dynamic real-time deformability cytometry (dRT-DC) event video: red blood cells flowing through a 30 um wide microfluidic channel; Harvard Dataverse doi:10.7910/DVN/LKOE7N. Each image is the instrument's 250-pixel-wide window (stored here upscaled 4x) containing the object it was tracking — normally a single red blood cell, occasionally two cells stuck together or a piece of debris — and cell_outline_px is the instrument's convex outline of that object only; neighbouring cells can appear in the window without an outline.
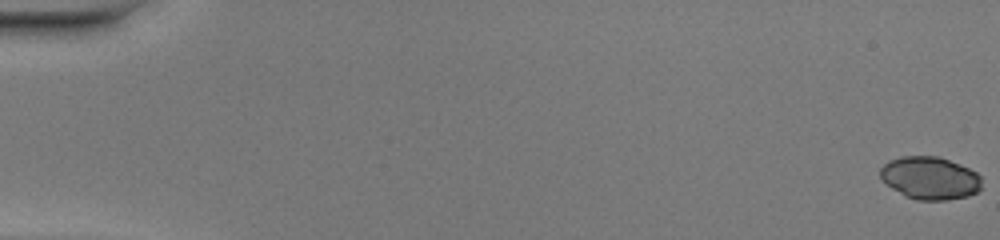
{"species": "common noctule bat (a hibernating species)", "species_latin": "Nyctalus noctula", "temperature_condition": "warm", "stored_images_in_passage": 51, "camera_frame_rate_fps": 3000, "um_per_image_px": 0.085, "animal": {"sex": "female", "body_mass_g": 20.0, "forearm_length_mm": 54.0}, "frame": {"image": 1, "passage_image": 1, "time_ms": 0.0, "image_size_px": [1000, 240], "cell_outline_px": [[980, 188], [976, 192], [968, 196], [944, 200], [916, 200], [904, 196], [880, 180], [880, 168], [888, 160], [900, 156], [940, 156], [960, 164], [976, 172], [980, 176]], "centroid_in_image_um": [79.0, 15.12], "position_along_channel_um": 6.0, "area_um2": 25.43}}
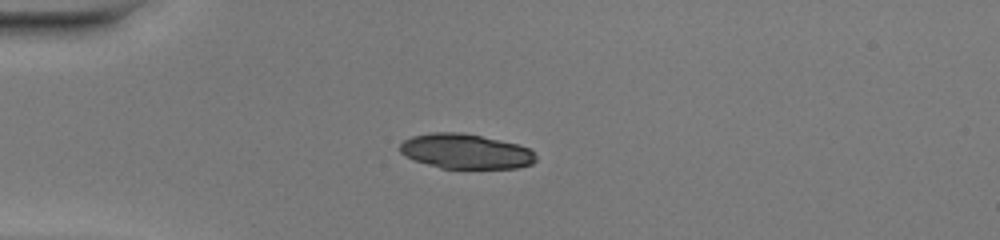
{"frame": {"image": 2, "passage_image": 15, "time_ms": 4.667, "image_size_px": [1000, 240], "cell_outline_px": [[536, 160], [532, 164], [516, 168], [440, 168], [404, 156], [400, 152], [400, 144], [404, 140], [412, 136], [432, 132], [460, 132], [520, 144], [528, 148], [536, 156]], "centroid_in_image_um": [39.58, 12.86], "position_along_channel_um": 45.4, "area_um2": 27.51}}
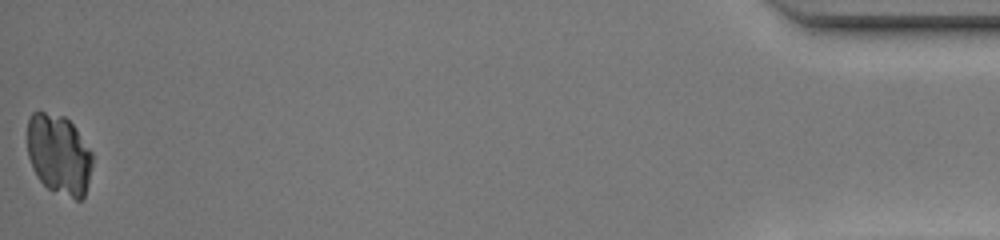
{"frame": {"image": 3, "passage_image": 51, "time_ms": 16.667, "image_size_px": [1000, 240], "cell_outline_px": [[92, 164], [88, 184], [84, 196], [80, 200], [76, 200], [48, 188], [36, 176], [32, 168], [28, 156], [28, 120], [32, 112], [44, 112], [64, 116], [76, 128], [92, 152]], "centroid_in_image_um": [5.01, 13.13], "position_along_channel_um": 430.2, "area_um2": 30.4}}